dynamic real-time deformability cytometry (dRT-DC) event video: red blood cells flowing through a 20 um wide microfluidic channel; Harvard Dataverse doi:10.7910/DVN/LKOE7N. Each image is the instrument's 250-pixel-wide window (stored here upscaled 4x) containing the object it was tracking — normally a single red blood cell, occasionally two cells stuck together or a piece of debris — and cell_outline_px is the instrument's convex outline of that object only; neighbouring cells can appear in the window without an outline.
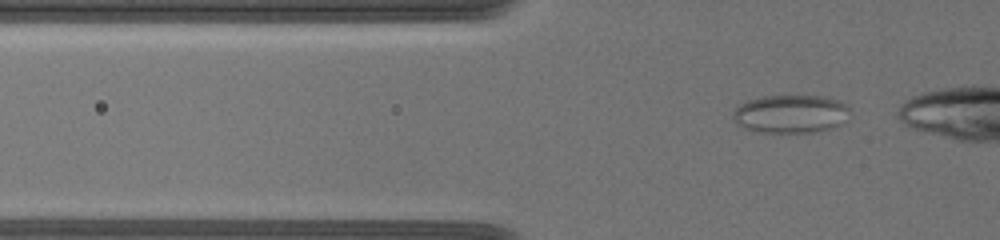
{"species": "common noctule bat (a hibernating species)", "species_latin": "Nyctalus noctula", "temperature_condition": "warm", "stored_images_in_passage": 28, "camera_frame_rate_fps": 3000, "um_per_image_px": 0.085, "animal": {"sex": "female", "body_mass_g": 19.5, "forearm_length_mm": 54.1}, "frame": {"image": 1, "passage_image": 13, "time_ms": 5.0, "image_size_px": [1000, 240], "cell_outline_px": [[852, 108], [840, 124], [832, 128], [812, 132], [760, 132], [744, 128], [732, 116], [732, 112], [740, 104], [748, 100], [764, 96], [824, 96], [840, 100]], "centroid_in_image_um": [67.23, 9.67], "position_along_channel_um": 58.6, "area_um2": 25.89}}
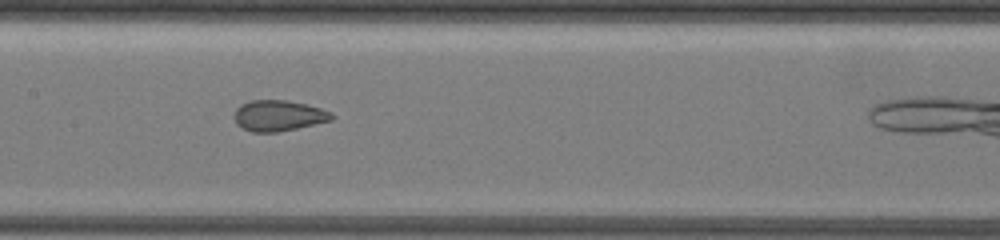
{"frame": {"image": 2, "passage_image": 17, "time_ms": 9.0, "image_size_px": [1000, 240], "cell_outline_px": [[336, 116], [332, 120], [296, 128], [276, 132], [252, 132], [236, 124], [236, 108], [240, 104], [252, 100], [288, 100], [320, 108], [332, 112]], "centroid_in_image_um": [23.7, 9.82], "position_along_channel_um": 183.7, "area_um2": 17.34}}
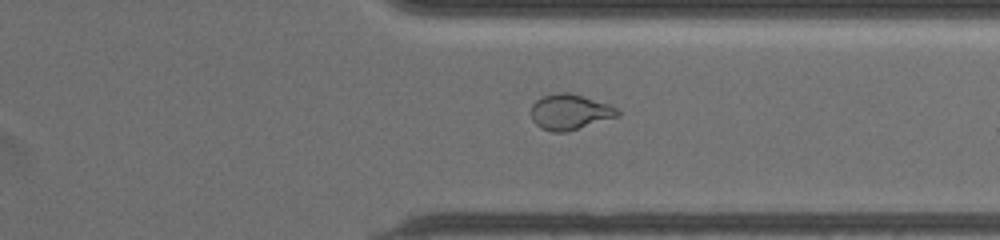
{"frame": {"image": 3, "passage_image": 26, "time_ms": 14.0, "image_size_px": [1000, 240], "cell_outline_px": [[620, 116], [568, 132], [552, 132], [540, 128], [532, 120], [532, 104], [536, 100], [544, 96], [560, 92], [568, 92], [584, 96], [608, 104], [616, 108], [620, 112]], "centroid_in_image_um": [48.45, 9.53], "position_along_channel_um": 362.9, "area_um2": 17.98}}